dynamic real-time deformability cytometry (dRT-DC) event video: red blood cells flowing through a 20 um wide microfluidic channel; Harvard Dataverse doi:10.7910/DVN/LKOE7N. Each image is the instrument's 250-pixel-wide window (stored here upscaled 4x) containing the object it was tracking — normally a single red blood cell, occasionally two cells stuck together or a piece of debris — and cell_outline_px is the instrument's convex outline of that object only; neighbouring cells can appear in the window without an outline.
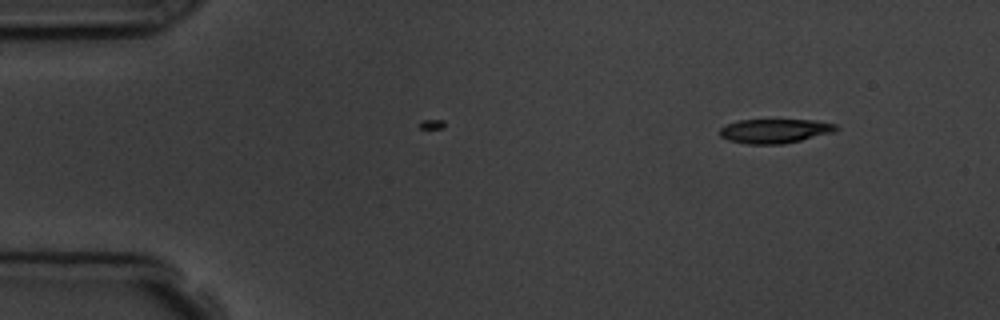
{"species": "common noctule bat (a hibernating species)", "species_latin": "Nyctalus noctula", "temperature_condition": "room temperature", "stored_images_in_passage": 6, "camera_frame_rate_fps": 3000, "um_per_image_px": 0.085, "animal": {"sex": "male", "body_mass_g": 19.5, "forearm_length_mm": 54.6}, "frame": {"image": 1, "passage_image": 1, "time_ms": 0.0, "image_size_px": [1000, 320], "cell_outline_px": [[840, 128], [836, 132], [784, 144], [748, 144], [728, 140], [720, 136], [720, 128], [736, 120], [816, 120], [836, 124]], "centroid_in_image_um": [65.91, 11.13], "position_along_channel_um": 19.1, "area_um2": 16.59}}